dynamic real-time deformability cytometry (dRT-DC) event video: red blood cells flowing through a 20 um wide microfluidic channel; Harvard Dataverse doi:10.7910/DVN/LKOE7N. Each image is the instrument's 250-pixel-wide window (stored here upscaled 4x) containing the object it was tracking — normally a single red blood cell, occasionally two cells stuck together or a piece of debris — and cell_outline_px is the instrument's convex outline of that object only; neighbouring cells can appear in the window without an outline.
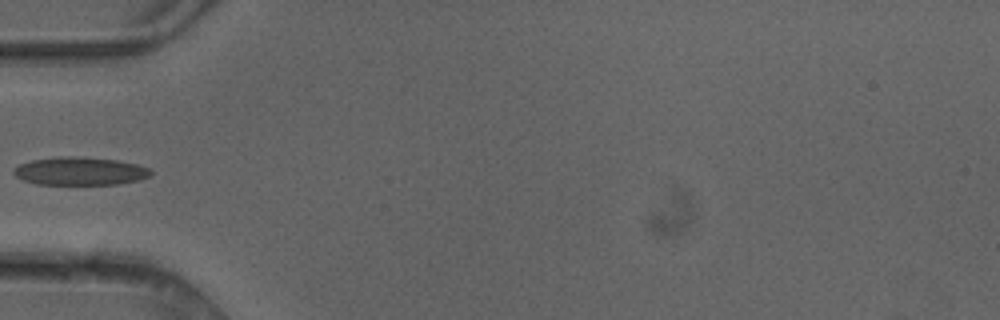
{"species": "common noctule bat (a hibernating species)", "species_latin": "Nyctalus noctula", "temperature_condition": "cold", "stored_images_in_passage": 5, "camera_frame_rate_fps": 3000, "um_per_image_px": 0.085, "animal": {"sex": "female"}, "frame": {"image": 1, "passage_image": 5, "time_ms": 1.333, "image_size_px": [1000, 320], "cell_outline_px": [[152, 176], [140, 180], [120, 184], [36, 184], [24, 180], [16, 176], [12, 172], [12, 168], [20, 164], [32, 160], [56, 156], [68, 156], [116, 160], [136, 164], [152, 168]], "centroid_in_image_um": [6.82, 14.55], "position_along_channel_um": 78.2, "area_um2": 22.54}}